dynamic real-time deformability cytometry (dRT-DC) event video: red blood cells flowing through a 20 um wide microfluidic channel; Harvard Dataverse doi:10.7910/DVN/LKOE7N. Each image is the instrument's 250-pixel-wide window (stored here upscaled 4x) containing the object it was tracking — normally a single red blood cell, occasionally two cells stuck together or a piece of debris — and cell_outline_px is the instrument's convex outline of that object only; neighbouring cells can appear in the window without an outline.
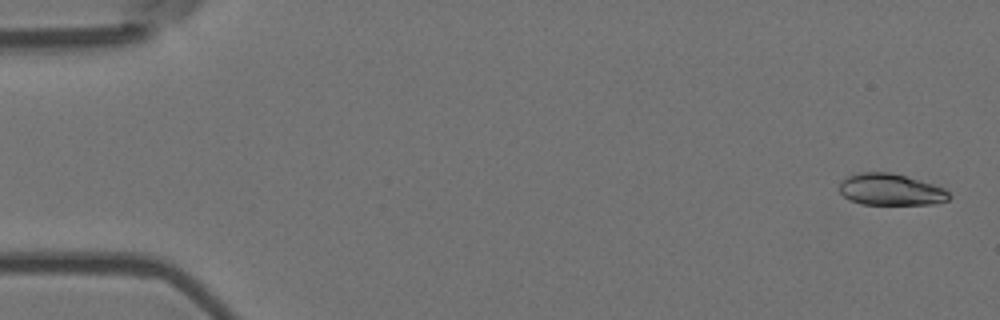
{"species": "Egyptian fruit bat (a non-hibernating species)", "species_latin": "Rousettus aegyptiacus", "temperature_condition": "room temperature", "stored_images_in_passage": 5, "camera_frame_rate_fps": 3000, "um_per_image_px": 0.085, "animal": {"sex": "female"}, "frame": {"image": 1, "passage_image": 1, "time_ms": 0.0, "image_size_px": [1000, 320], "cell_outline_px": [[948, 200], [932, 204], [860, 204], [848, 200], [840, 192], [840, 180], [848, 176], [860, 172], [892, 172], [932, 184], [944, 188], [948, 192]], "centroid_in_image_um": [75.65, 16.11], "position_along_channel_um": 9.3, "area_um2": 20.11}}